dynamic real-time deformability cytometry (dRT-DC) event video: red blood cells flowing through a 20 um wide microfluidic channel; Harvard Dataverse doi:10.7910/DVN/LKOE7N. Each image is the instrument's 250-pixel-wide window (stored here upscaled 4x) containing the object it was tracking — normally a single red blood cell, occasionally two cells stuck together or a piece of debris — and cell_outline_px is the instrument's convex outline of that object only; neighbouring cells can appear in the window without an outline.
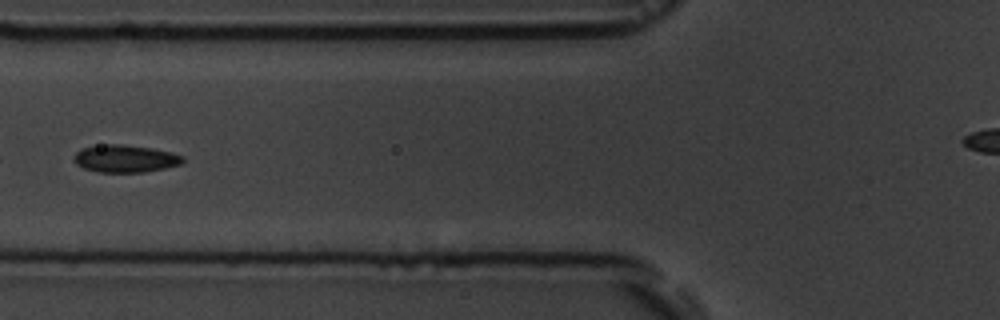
{"species": "common noctule bat (a hibernating species)", "species_latin": "Nyctalus noctula", "temperature_condition": "room temperature", "stored_images_in_passage": 10, "camera_frame_rate_fps": 3000, "um_per_image_px": 0.085, "animal": {"sex": "male", "body_mass_g": 19.5, "forearm_length_mm": 54.6}, "frame": {"image": 1, "passage_image": 7, "time_ms": 7.0, "image_size_px": [1000, 320], "cell_outline_px": [[184, 160], [180, 164], [164, 168], [144, 172], [96, 172], [84, 168], [76, 164], [72, 160], [72, 156], [80, 148], [108, 144], [124, 144], [152, 148], [172, 152], [184, 156]], "centroid_in_image_um": [10.61, 13.48], "position_along_channel_um": 115.2, "area_um2": 17.57}}